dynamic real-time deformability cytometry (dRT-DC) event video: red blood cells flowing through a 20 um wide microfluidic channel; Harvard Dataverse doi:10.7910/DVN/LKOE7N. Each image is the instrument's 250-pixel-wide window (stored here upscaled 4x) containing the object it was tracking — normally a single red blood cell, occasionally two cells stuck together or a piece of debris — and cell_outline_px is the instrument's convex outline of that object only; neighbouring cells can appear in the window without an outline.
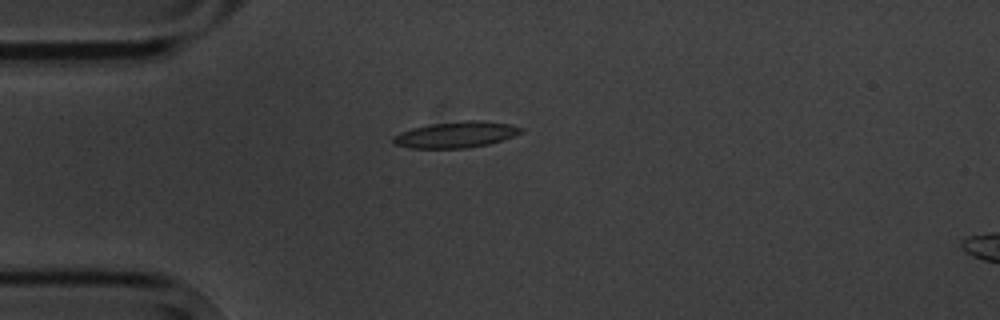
{"species": "common noctule bat (a hibernating species)", "species_latin": "Nyctalus noctula", "temperature_condition": "cold", "stored_images_in_passage": 1, "camera_frame_rate_fps": 3000, "um_per_image_px": 0.085, "animal": {"sex": "male", "body_mass_g": 20.1, "forearm_length_mm": 53.5}, "frame": {"image": 1, "passage_image": 1, "time_ms": 0.0, "image_size_px": [1000, 320], "cell_outline_px": [[524, 128], [520, 132], [512, 136], [488, 144], [464, 148], [408, 148], [392, 144], [392, 136], [400, 132], [412, 128], [428, 124], [464, 120], [480, 120], [512, 124]], "centroid_in_image_um": [38.69, 11.43], "position_along_channel_um": 46.3, "area_um2": 19.54}}